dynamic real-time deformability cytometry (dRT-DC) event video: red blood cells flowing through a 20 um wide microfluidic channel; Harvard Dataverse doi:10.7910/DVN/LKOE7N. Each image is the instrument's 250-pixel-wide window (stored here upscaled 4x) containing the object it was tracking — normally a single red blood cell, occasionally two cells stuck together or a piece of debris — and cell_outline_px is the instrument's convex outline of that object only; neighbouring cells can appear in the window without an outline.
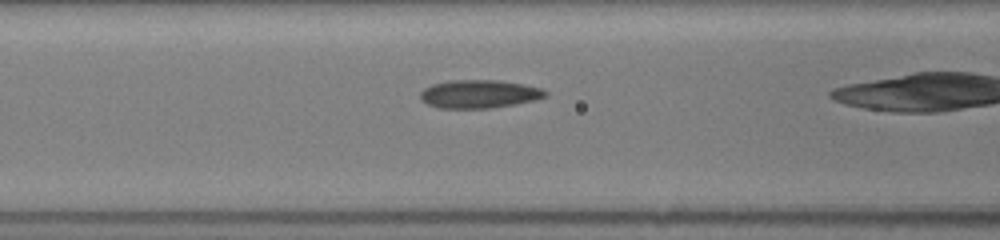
{"species": "common noctule bat (a hibernating species)", "species_latin": "Nyctalus noctula", "temperature_condition": "room temperature", "stored_images_in_passage": 34, "camera_frame_rate_fps": 3000, "um_per_image_px": 0.085, "animal": {"sex": "female", "body_mass_g": 19.5, "forearm_length_mm": 54.1}, "frame": {"image": 1, "passage_image": 12, "time_ms": 3.667, "image_size_px": [1000, 240], "cell_outline_px": [[548, 96], [536, 100], [488, 108], [440, 108], [428, 104], [420, 100], [420, 92], [424, 88], [432, 84], [448, 80], [500, 80], [524, 84], [544, 88], [548, 92]], "centroid_in_image_um": [40.75, 7.97], "position_along_channel_um": 125.9, "area_um2": 20.75}}
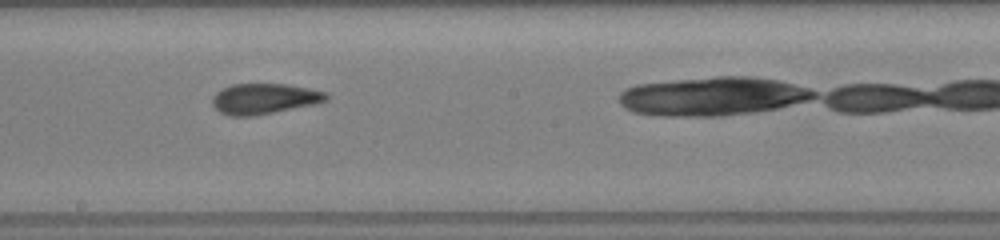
{"frame": {"image": 2, "passage_image": 19, "time_ms": 6.0, "image_size_px": [1000, 240], "cell_outline_px": [[328, 100], [312, 104], [252, 116], [232, 116], [220, 112], [212, 104], [212, 96], [216, 92], [232, 84], [288, 84], [328, 92]], "centroid_in_image_um": [22.45, 8.38], "position_along_channel_um": 225.8, "area_um2": 20.06}}
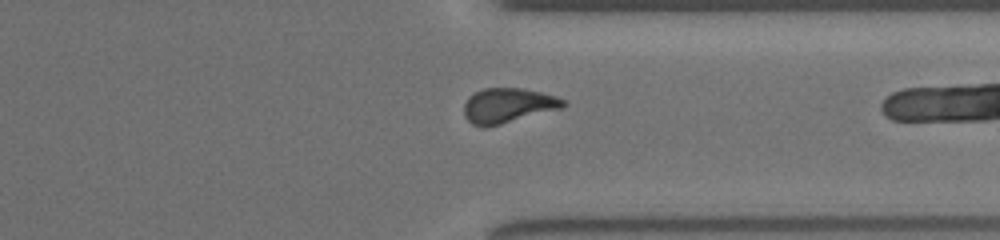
{"frame": {"image": 3, "passage_image": 29, "time_ms": 9.333, "image_size_px": [1000, 240], "cell_outline_px": [[568, 104], [564, 108], [484, 128], [480, 128], [472, 124], [464, 116], [464, 104], [468, 96], [484, 88], [520, 88], [540, 92], [556, 96], [568, 100]], "centroid_in_image_um": [43.2, 8.97], "position_along_channel_um": 368.2, "area_um2": 20.4}}